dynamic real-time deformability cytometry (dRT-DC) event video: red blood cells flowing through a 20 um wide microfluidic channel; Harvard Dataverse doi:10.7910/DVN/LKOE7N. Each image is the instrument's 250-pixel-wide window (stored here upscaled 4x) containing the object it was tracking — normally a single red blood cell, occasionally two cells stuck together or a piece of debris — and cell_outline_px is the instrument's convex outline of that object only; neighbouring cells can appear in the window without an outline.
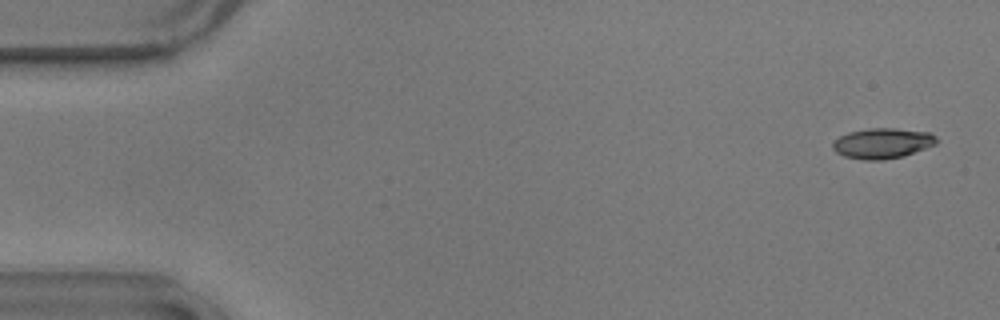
{"species": "common noctule bat (a hibernating species)", "species_latin": "Nyctalus noctula", "temperature_condition": "warm", "stored_images_in_passage": 46, "camera_frame_rate_fps": 3000, "um_per_image_px": 0.085, "animal": {"sex": "male", "body_mass_g": 17.9}, "frame": {"image": 1, "passage_image": 3, "time_ms": 0.667, "image_size_px": [1000, 320], "cell_outline_px": [[940, 140], [936, 144], [904, 156], [884, 160], [864, 160], [844, 156], [836, 152], [832, 148], [832, 144], [840, 136], [848, 132], [868, 128], [892, 128], [928, 132], [936, 136]], "centroid_in_image_um": [75.02, 12.18], "position_along_channel_um": 10.0, "area_um2": 18.44}}
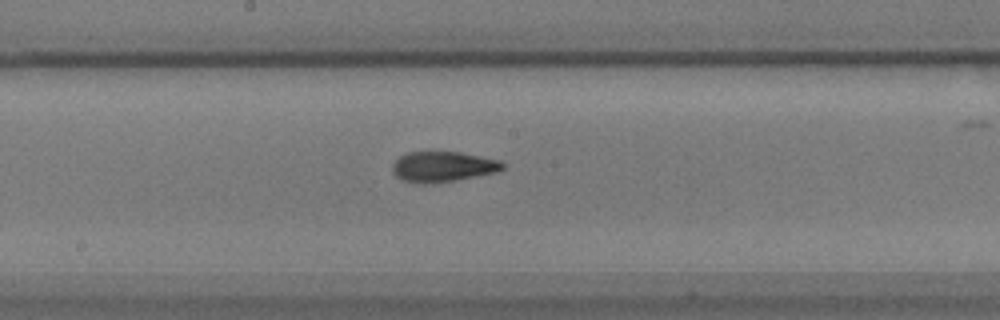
{"frame": {"image": 2, "passage_image": 30, "time_ms": 9.667, "image_size_px": [1000, 320], "cell_outline_px": [[504, 168], [496, 172], [456, 180], [424, 184], [416, 184], [400, 180], [392, 172], [392, 164], [400, 156], [408, 152], [460, 152], [500, 160], [504, 164]], "centroid_in_image_um": [37.6, 14.18], "position_along_channel_um": 210.6, "area_um2": 19.59}}
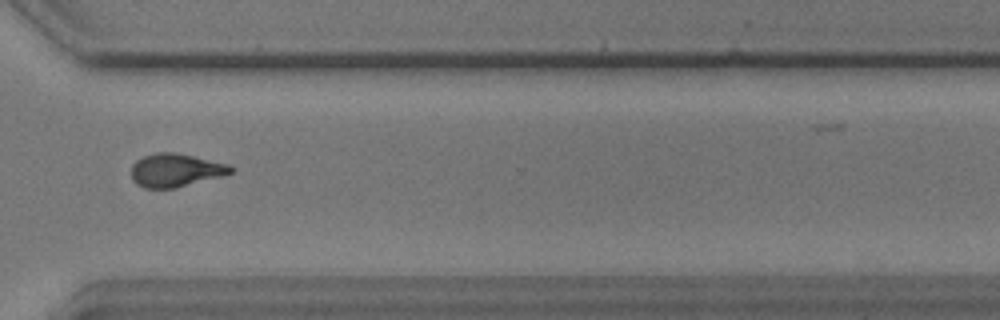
{"frame": {"image": 3, "passage_image": 42, "time_ms": 13.667, "image_size_px": [1000, 320], "cell_outline_px": [[236, 168], [232, 172], [220, 176], [176, 188], [144, 188], [136, 184], [132, 180], [132, 164], [136, 160], [144, 156], [156, 152], [176, 152], [228, 164]], "centroid_in_image_um": [14.9, 14.46], "position_along_channel_um": 355.7, "area_um2": 19.25}}